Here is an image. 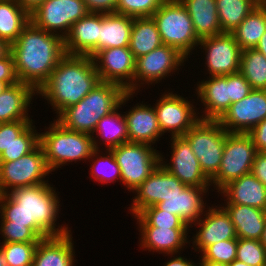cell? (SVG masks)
Wrapping results in <instances>:
<instances>
[{
    "mask_svg": "<svg viewBox=\"0 0 266 266\" xmlns=\"http://www.w3.org/2000/svg\"><path fill=\"white\" fill-rule=\"evenodd\" d=\"M164 0H118L116 13L131 17H151Z\"/></svg>",
    "mask_w": 266,
    "mask_h": 266,
    "instance_id": "b9f144b4",
    "label": "cell"
},
{
    "mask_svg": "<svg viewBox=\"0 0 266 266\" xmlns=\"http://www.w3.org/2000/svg\"><path fill=\"white\" fill-rule=\"evenodd\" d=\"M228 266H250L246 263H243L242 261H239L237 259H235L231 264H229Z\"/></svg>",
    "mask_w": 266,
    "mask_h": 266,
    "instance_id": "680465c9",
    "label": "cell"
},
{
    "mask_svg": "<svg viewBox=\"0 0 266 266\" xmlns=\"http://www.w3.org/2000/svg\"><path fill=\"white\" fill-rule=\"evenodd\" d=\"M106 150H108V152H109V155L108 156H103V157H101V158H99L98 160H96L95 162H94V165L92 166V176H93V178H95L97 181H99V182H103V183H108L109 181L110 182H113L114 180L116 181V179H120L121 180V171H120V167L118 166V164H117V162H116V159H115V157H114V155H113V152L111 151V150H109V149H106ZM105 164L104 165V167L106 168V167H109V168H107V169H109L108 171L110 172V174H105V173H107V169H103L104 167H103V163ZM102 163V164H101ZM107 163V164H106ZM100 164V165H99ZM102 165V166H101ZM101 166V167H100ZM102 169V170H100V168ZM97 169H99V170H97ZM106 171V172H105ZM108 175H110V176H108ZM112 175V176H111ZM116 178V179H115ZM112 180V181H111Z\"/></svg>",
    "mask_w": 266,
    "mask_h": 266,
    "instance_id": "7bdbcfd3",
    "label": "cell"
},
{
    "mask_svg": "<svg viewBox=\"0 0 266 266\" xmlns=\"http://www.w3.org/2000/svg\"><path fill=\"white\" fill-rule=\"evenodd\" d=\"M92 58L101 82L115 83L127 92L135 93L133 91L138 88L133 83L136 59L129 46L100 50ZM98 60L99 64L101 62L100 65L97 63Z\"/></svg>",
    "mask_w": 266,
    "mask_h": 266,
    "instance_id": "7c38bea8",
    "label": "cell"
},
{
    "mask_svg": "<svg viewBox=\"0 0 266 266\" xmlns=\"http://www.w3.org/2000/svg\"><path fill=\"white\" fill-rule=\"evenodd\" d=\"M236 259L250 266H266V248L260 240L237 238Z\"/></svg>",
    "mask_w": 266,
    "mask_h": 266,
    "instance_id": "ab89813d",
    "label": "cell"
},
{
    "mask_svg": "<svg viewBox=\"0 0 266 266\" xmlns=\"http://www.w3.org/2000/svg\"><path fill=\"white\" fill-rule=\"evenodd\" d=\"M251 173L266 186V152L255 154Z\"/></svg>",
    "mask_w": 266,
    "mask_h": 266,
    "instance_id": "f907efd6",
    "label": "cell"
},
{
    "mask_svg": "<svg viewBox=\"0 0 266 266\" xmlns=\"http://www.w3.org/2000/svg\"><path fill=\"white\" fill-rule=\"evenodd\" d=\"M25 11L31 14L45 0H15Z\"/></svg>",
    "mask_w": 266,
    "mask_h": 266,
    "instance_id": "816d5d0a",
    "label": "cell"
},
{
    "mask_svg": "<svg viewBox=\"0 0 266 266\" xmlns=\"http://www.w3.org/2000/svg\"><path fill=\"white\" fill-rule=\"evenodd\" d=\"M171 140H173L172 165H165L162 162L160 164L187 186H209L211 181L201 170L199 160L189 142L183 136L172 137Z\"/></svg>",
    "mask_w": 266,
    "mask_h": 266,
    "instance_id": "e0dca14e",
    "label": "cell"
},
{
    "mask_svg": "<svg viewBox=\"0 0 266 266\" xmlns=\"http://www.w3.org/2000/svg\"><path fill=\"white\" fill-rule=\"evenodd\" d=\"M150 144L126 142L110 149L121 171V181L130 190L136 189L162 160Z\"/></svg>",
    "mask_w": 266,
    "mask_h": 266,
    "instance_id": "ba28073f",
    "label": "cell"
},
{
    "mask_svg": "<svg viewBox=\"0 0 266 266\" xmlns=\"http://www.w3.org/2000/svg\"><path fill=\"white\" fill-rule=\"evenodd\" d=\"M30 23V14L15 0H0V38L10 45Z\"/></svg>",
    "mask_w": 266,
    "mask_h": 266,
    "instance_id": "d6a6232c",
    "label": "cell"
},
{
    "mask_svg": "<svg viewBox=\"0 0 266 266\" xmlns=\"http://www.w3.org/2000/svg\"><path fill=\"white\" fill-rule=\"evenodd\" d=\"M3 243L39 242L41 239L27 226L11 225V221H2Z\"/></svg>",
    "mask_w": 266,
    "mask_h": 266,
    "instance_id": "ee69618b",
    "label": "cell"
},
{
    "mask_svg": "<svg viewBox=\"0 0 266 266\" xmlns=\"http://www.w3.org/2000/svg\"><path fill=\"white\" fill-rule=\"evenodd\" d=\"M134 216L138 218L140 227L189 228L179 216L160 210L155 205L143 209Z\"/></svg>",
    "mask_w": 266,
    "mask_h": 266,
    "instance_id": "8d00e7d4",
    "label": "cell"
},
{
    "mask_svg": "<svg viewBox=\"0 0 266 266\" xmlns=\"http://www.w3.org/2000/svg\"><path fill=\"white\" fill-rule=\"evenodd\" d=\"M212 79L198 85V96L205 104V116L201 120H218L231 105L229 75L211 76Z\"/></svg>",
    "mask_w": 266,
    "mask_h": 266,
    "instance_id": "603a6c76",
    "label": "cell"
},
{
    "mask_svg": "<svg viewBox=\"0 0 266 266\" xmlns=\"http://www.w3.org/2000/svg\"><path fill=\"white\" fill-rule=\"evenodd\" d=\"M49 185L41 183L0 194L2 221H11V225L27 226L40 239L68 234L67 227L55 228L59 201L53 187Z\"/></svg>",
    "mask_w": 266,
    "mask_h": 266,
    "instance_id": "6da1fadb",
    "label": "cell"
},
{
    "mask_svg": "<svg viewBox=\"0 0 266 266\" xmlns=\"http://www.w3.org/2000/svg\"><path fill=\"white\" fill-rule=\"evenodd\" d=\"M207 50V66L212 76H226L240 71L241 48L231 33L200 39Z\"/></svg>",
    "mask_w": 266,
    "mask_h": 266,
    "instance_id": "9a60e30c",
    "label": "cell"
},
{
    "mask_svg": "<svg viewBox=\"0 0 266 266\" xmlns=\"http://www.w3.org/2000/svg\"><path fill=\"white\" fill-rule=\"evenodd\" d=\"M166 266H196V265H194L187 259H184L183 257H177L175 259L169 260V262L166 263Z\"/></svg>",
    "mask_w": 266,
    "mask_h": 266,
    "instance_id": "f5cc1de1",
    "label": "cell"
},
{
    "mask_svg": "<svg viewBox=\"0 0 266 266\" xmlns=\"http://www.w3.org/2000/svg\"><path fill=\"white\" fill-rule=\"evenodd\" d=\"M44 157V151L38 144L31 152L10 162H0V194H6L8 188L46 183L42 178L50 173ZM7 188V189H6Z\"/></svg>",
    "mask_w": 266,
    "mask_h": 266,
    "instance_id": "30bf717a",
    "label": "cell"
},
{
    "mask_svg": "<svg viewBox=\"0 0 266 266\" xmlns=\"http://www.w3.org/2000/svg\"><path fill=\"white\" fill-rule=\"evenodd\" d=\"M89 13H116L118 0H83Z\"/></svg>",
    "mask_w": 266,
    "mask_h": 266,
    "instance_id": "c3c4849f",
    "label": "cell"
},
{
    "mask_svg": "<svg viewBox=\"0 0 266 266\" xmlns=\"http://www.w3.org/2000/svg\"><path fill=\"white\" fill-rule=\"evenodd\" d=\"M100 82L92 57L65 54L36 93L49 100L60 114L80 102Z\"/></svg>",
    "mask_w": 266,
    "mask_h": 266,
    "instance_id": "3957f363",
    "label": "cell"
},
{
    "mask_svg": "<svg viewBox=\"0 0 266 266\" xmlns=\"http://www.w3.org/2000/svg\"><path fill=\"white\" fill-rule=\"evenodd\" d=\"M192 107V104L176 94L162 96L154 108L161 132L168 130L172 132V137L183 136L200 120Z\"/></svg>",
    "mask_w": 266,
    "mask_h": 266,
    "instance_id": "2e32d148",
    "label": "cell"
},
{
    "mask_svg": "<svg viewBox=\"0 0 266 266\" xmlns=\"http://www.w3.org/2000/svg\"><path fill=\"white\" fill-rule=\"evenodd\" d=\"M100 13H88L63 38L65 54L93 57L99 51Z\"/></svg>",
    "mask_w": 266,
    "mask_h": 266,
    "instance_id": "d6986e66",
    "label": "cell"
},
{
    "mask_svg": "<svg viewBox=\"0 0 266 266\" xmlns=\"http://www.w3.org/2000/svg\"><path fill=\"white\" fill-rule=\"evenodd\" d=\"M148 107L146 105L134 106L124 116L127 123L128 142L151 144V142L155 143L159 135L162 136L156 110Z\"/></svg>",
    "mask_w": 266,
    "mask_h": 266,
    "instance_id": "cb8c5ba5",
    "label": "cell"
},
{
    "mask_svg": "<svg viewBox=\"0 0 266 266\" xmlns=\"http://www.w3.org/2000/svg\"><path fill=\"white\" fill-rule=\"evenodd\" d=\"M160 33L152 17H135L129 48L135 59L148 54L162 45Z\"/></svg>",
    "mask_w": 266,
    "mask_h": 266,
    "instance_id": "4dcf8cb0",
    "label": "cell"
},
{
    "mask_svg": "<svg viewBox=\"0 0 266 266\" xmlns=\"http://www.w3.org/2000/svg\"><path fill=\"white\" fill-rule=\"evenodd\" d=\"M199 264H200L199 266H225L219 262H213L208 260H202V262Z\"/></svg>",
    "mask_w": 266,
    "mask_h": 266,
    "instance_id": "9f6ffc18",
    "label": "cell"
},
{
    "mask_svg": "<svg viewBox=\"0 0 266 266\" xmlns=\"http://www.w3.org/2000/svg\"><path fill=\"white\" fill-rule=\"evenodd\" d=\"M30 125L0 155V162H10L31 152L39 144V134Z\"/></svg>",
    "mask_w": 266,
    "mask_h": 266,
    "instance_id": "f35d334b",
    "label": "cell"
},
{
    "mask_svg": "<svg viewBox=\"0 0 266 266\" xmlns=\"http://www.w3.org/2000/svg\"><path fill=\"white\" fill-rule=\"evenodd\" d=\"M0 81L8 86L19 82L11 53L0 60Z\"/></svg>",
    "mask_w": 266,
    "mask_h": 266,
    "instance_id": "7dc6e473",
    "label": "cell"
},
{
    "mask_svg": "<svg viewBox=\"0 0 266 266\" xmlns=\"http://www.w3.org/2000/svg\"><path fill=\"white\" fill-rule=\"evenodd\" d=\"M189 13L199 39L222 34L216 0H180Z\"/></svg>",
    "mask_w": 266,
    "mask_h": 266,
    "instance_id": "f1b7e54d",
    "label": "cell"
},
{
    "mask_svg": "<svg viewBox=\"0 0 266 266\" xmlns=\"http://www.w3.org/2000/svg\"><path fill=\"white\" fill-rule=\"evenodd\" d=\"M237 238L216 242L203 250L202 260L228 266L236 259Z\"/></svg>",
    "mask_w": 266,
    "mask_h": 266,
    "instance_id": "60d3db41",
    "label": "cell"
},
{
    "mask_svg": "<svg viewBox=\"0 0 266 266\" xmlns=\"http://www.w3.org/2000/svg\"><path fill=\"white\" fill-rule=\"evenodd\" d=\"M151 17L162 43L177 49L185 57L199 44L189 13L180 0L163 1Z\"/></svg>",
    "mask_w": 266,
    "mask_h": 266,
    "instance_id": "8992f818",
    "label": "cell"
},
{
    "mask_svg": "<svg viewBox=\"0 0 266 266\" xmlns=\"http://www.w3.org/2000/svg\"><path fill=\"white\" fill-rule=\"evenodd\" d=\"M251 91L252 88L250 84L240 72L229 74V97L231 99V104L242 100Z\"/></svg>",
    "mask_w": 266,
    "mask_h": 266,
    "instance_id": "bcb514c9",
    "label": "cell"
},
{
    "mask_svg": "<svg viewBox=\"0 0 266 266\" xmlns=\"http://www.w3.org/2000/svg\"><path fill=\"white\" fill-rule=\"evenodd\" d=\"M239 72L253 90H266V57L255 48L241 51Z\"/></svg>",
    "mask_w": 266,
    "mask_h": 266,
    "instance_id": "e575fe53",
    "label": "cell"
},
{
    "mask_svg": "<svg viewBox=\"0 0 266 266\" xmlns=\"http://www.w3.org/2000/svg\"><path fill=\"white\" fill-rule=\"evenodd\" d=\"M227 204L247 205L266 211V186L252 173L227 183L221 189Z\"/></svg>",
    "mask_w": 266,
    "mask_h": 266,
    "instance_id": "44dd1931",
    "label": "cell"
},
{
    "mask_svg": "<svg viewBox=\"0 0 266 266\" xmlns=\"http://www.w3.org/2000/svg\"><path fill=\"white\" fill-rule=\"evenodd\" d=\"M188 228H159V227H140L142 231V247L149 251L156 250L164 253L178 252L187 243ZM186 238V239H185ZM184 244V245H183Z\"/></svg>",
    "mask_w": 266,
    "mask_h": 266,
    "instance_id": "f546056e",
    "label": "cell"
},
{
    "mask_svg": "<svg viewBox=\"0 0 266 266\" xmlns=\"http://www.w3.org/2000/svg\"><path fill=\"white\" fill-rule=\"evenodd\" d=\"M255 49L266 57V32L261 36L260 41Z\"/></svg>",
    "mask_w": 266,
    "mask_h": 266,
    "instance_id": "11a10c76",
    "label": "cell"
},
{
    "mask_svg": "<svg viewBox=\"0 0 266 266\" xmlns=\"http://www.w3.org/2000/svg\"><path fill=\"white\" fill-rule=\"evenodd\" d=\"M49 128V131L39 133V144L51 171L67 162L98 154V144L91 134L68 130L57 121Z\"/></svg>",
    "mask_w": 266,
    "mask_h": 266,
    "instance_id": "5b68a950",
    "label": "cell"
},
{
    "mask_svg": "<svg viewBox=\"0 0 266 266\" xmlns=\"http://www.w3.org/2000/svg\"><path fill=\"white\" fill-rule=\"evenodd\" d=\"M186 186L159 164L149 177L134 189L137 196L133 200L131 211L137 215L143 209L156 205L167 197L177 196Z\"/></svg>",
    "mask_w": 266,
    "mask_h": 266,
    "instance_id": "5bb4252c",
    "label": "cell"
},
{
    "mask_svg": "<svg viewBox=\"0 0 266 266\" xmlns=\"http://www.w3.org/2000/svg\"><path fill=\"white\" fill-rule=\"evenodd\" d=\"M260 242L263 244V246L266 248V223L263 229L262 237L260 239Z\"/></svg>",
    "mask_w": 266,
    "mask_h": 266,
    "instance_id": "6f0895ef",
    "label": "cell"
},
{
    "mask_svg": "<svg viewBox=\"0 0 266 266\" xmlns=\"http://www.w3.org/2000/svg\"><path fill=\"white\" fill-rule=\"evenodd\" d=\"M35 91L20 81L7 86L0 94V123L30 120L26 111Z\"/></svg>",
    "mask_w": 266,
    "mask_h": 266,
    "instance_id": "d4e9b609",
    "label": "cell"
},
{
    "mask_svg": "<svg viewBox=\"0 0 266 266\" xmlns=\"http://www.w3.org/2000/svg\"><path fill=\"white\" fill-rule=\"evenodd\" d=\"M259 0H216L217 14L223 33H232Z\"/></svg>",
    "mask_w": 266,
    "mask_h": 266,
    "instance_id": "836d02e7",
    "label": "cell"
},
{
    "mask_svg": "<svg viewBox=\"0 0 266 266\" xmlns=\"http://www.w3.org/2000/svg\"><path fill=\"white\" fill-rule=\"evenodd\" d=\"M31 124L32 120H18L8 123H0V155Z\"/></svg>",
    "mask_w": 266,
    "mask_h": 266,
    "instance_id": "f6af8a7d",
    "label": "cell"
},
{
    "mask_svg": "<svg viewBox=\"0 0 266 266\" xmlns=\"http://www.w3.org/2000/svg\"><path fill=\"white\" fill-rule=\"evenodd\" d=\"M257 153L247 133H226L223 155L218 172L210 179L218 190L230 181L251 173Z\"/></svg>",
    "mask_w": 266,
    "mask_h": 266,
    "instance_id": "9c48e42d",
    "label": "cell"
},
{
    "mask_svg": "<svg viewBox=\"0 0 266 266\" xmlns=\"http://www.w3.org/2000/svg\"><path fill=\"white\" fill-rule=\"evenodd\" d=\"M207 189V186H186L177 196L167 197L155 206L160 210L179 216L189 227V224L201 219L198 218L204 210L201 194L205 193Z\"/></svg>",
    "mask_w": 266,
    "mask_h": 266,
    "instance_id": "7402d4cb",
    "label": "cell"
},
{
    "mask_svg": "<svg viewBox=\"0 0 266 266\" xmlns=\"http://www.w3.org/2000/svg\"><path fill=\"white\" fill-rule=\"evenodd\" d=\"M204 220H200V226L194 243L201 252L208 246L224 240L237 238L235 227L225 209L209 208Z\"/></svg>",
    "mask_w": 266,
    "mask_h": 266,
    "instance_id": "ffe728a7",
    "label": "cell"
},
{
    "mask_svg": "<svg viewBox=\"0 0 266 266\" xmlns=\"http://www.w3.org/2000/svg\"><path fill=\"white\" fill-rule=\"evenodd\" d=\"M255 145L257 152H266V119L247 133Z\"/></svg>",
    "mask_w": 266,
    "mask_h": 266,
    "instance_id": "681fc988",
    "label": "cell"
},
{
    "mask_svg": "<svg viewBox=\"0 0 266 266\" xmlns=\"http://www.w3.org/2000/svg\"><path fill=\"white\" fill-rule=\"evenodd\" d=\"M266 32V4L259 3L232 31L241 50L254 49Z\"/></svg>",
    "mask_w": 266,
    "mask_h": 266,
    "instance_id": "1f68e13d",
    "label": "cell"
},
{
    "mask_svg": "<svg viewBox=\"0 0 266 266\" xmlns=\"http://www.w3.org/2000/svg\"><path fill=\"white\" fill-rule=\"evenodd\" d=\"M133 18L118 13H100L99 51L129 46Z\"/></svg>",
    "mask_w": 266,
    "mask_h": 266,
    "instance_id": "83f0119b",
    "label": "cell"
},
{
    "mask_svg": "<svg viewBox=\"0 0 266 266\" xmlns=\"http://www.w3.org/2000/svg\"><path fill=\"white\" fill-rule=\"evenodd\" d=\"M266 119V90H253L217 120L228 133H248ZM232 128V129H231Z\"/></svg>",
    "mask_w": 266,
    "mask_h": 266,
    "instance_id": "4fadbf2b",
    "label": "cell"
},
{
    "mask_svg": "<svg viewBox=\"0 0 266 266\" xmlns=\"http://www.w3.org/2000/svg\"><path fill=\"white\" fill-rule=\"evenodd\" d=\"M73 243L70 233L41 239L32 266H73Z\"/></svg>",
    "mask_w": 266,
    "mask_h": 266,
    "instance_id": "484cf974",
    "label": "cell"
},
{
    "mask_svg": "<svg viewBox=\"0 0 266 266\" xmlns=\"http://www.w3.org/2000/svg\"><path fill=\"white\" fill-rule=\"evenodd\" d=\"M235 227L237 238L260 240L266 223V211L247 205L222 207Z\"/></svg>",
    "mask_w": 266,
    "mask_h": 266,
    "instance_id": "4316f807",
    "label": "cell"
},
{
    "mask_svg": "<svg viewBox=\"0 0 266 266\" xmlns=\"http://www.w3.org/2000/svg\"><path fill=\"white\" fill-rule=\"evenodd\" d=\"M39 242H11L0 246L6 266H30Z\"/></svg>",
    "mask_w": 266,
    "mask_h": 266,
    "instance_id": "74e56055",
    "label": "cell"
},
{
    "mask_svg": "<svg viewBox=\"0 0 266 266\" xmlns=\"http://www.w3.org/2000/svg\"><path fill=\"white\" fill-rule=\"evenodd\" d=\"M131 95L120 85L100 82L80 102L64 109L56 121L71 131L94 133L98 121L118 109Z\"/></svg>",
    "mask_w": 266,
    "mask_h": 266,
    "instance_id": "277c9868",
    "label": "cell"
},
{
    "mask_svg": "<svg viewBox=\"0 0 266 266\" xmlns=\"http://www.w3.org/2000/svg\"><path fill=\"white\" fill-rule=\"evenodd\" d=\"M227 131L217 120H199L183 137L199 160L201 170L211 179L219 170Z\"/></svg>",
    "mask_w": 266,
    "mask_h": 266,
    "instance_id": "52a82bcc",
    "label": "cell"
},
{
    "mask_svg": "<svg viewBox=\"0 0 266 266\" xmlns=\"http://www.w3.org/2000/svg\"><path fill=\"white\" fill-rule=\"evenodd\" d=\"M8 85L2 81H0V94L2 93V91L7 87Z\"/></svg>",
    "mask_w": 266,
    "mask_h": 266,
    "instance_id": "94428289",
    "label": "cell"
},
{
    "mask_svg": "<svg viewBox=\"0 0 266 266\" xmlns=\"http://www.w3.org/2000/svg\"><path fill=\"white\" fill-rule=\"evenodd\" d=\"M185 58L177 49L162 44L148 54L136 59L134 81L143 80L147 83L159 81L171 71L177 69Z\"/></svg>",
    "mask_w": 266,
    "mask_h": 266,
    "instance_id": "ac0fdd59",
    "label": "cell"
},
{
    "mask_svg": "<svg viewBox=\"0 0 266 266\" xmlns=\"http://www.w3.org/2000/svg\"><path fill=\"white\" fill-rule=\"evenodd\" d=\"M10 53L18 80L38 91L65 55L64 40L30 22L10 45Z\"/></svg>",
    "mask_w": 266,
    "mask_h": 266,
    "instance_id": "7a4b0ae2",
    "label": "cell"
},
{
    "mask_svg": "<svg viewBox=\"0 0 266 266\" xmlns=\"http://www.w3.org/2000/svg\"><path fill=\"white\" fill-rule=\"evenodd\" d=\"M259 3L265 4L266 0H259Z\"/></svg>",
    "mask_w": 266,
    "mask_h": 266,
    "instance_id": "6125c7cd",
    "label": "cell"
},
{
    "mask_svg": "<svg viewBox=\"0 0 266 266\" xmlns=\"http://www.w3.org/2000/svg\"><path fill=\"white\" fill-rule=\"evenodd\" d=\"M94 132L103 137V142L105 141L109 150L128 142L127 123L124 115L121 116L117 109L102 117Z\"/></svg>",
    "mask_w": 266,
    "mask_h": 266,
    "instance_id": "d590c367",
    "label": "cell"
},
{
    "mask_svg": "<svg viewBox=\"0 0 266 266\" xmlns=\"http://www.w3.org/2000/svg\"><path fill=\"white\" fill-rule=\"evenodd\" d=\"M10 53V44L0 38V60Z\"/></svg>",
    "mask_w": 266,
    "mask_h": 266,
    "instance_id": "db71d44e",
    "label": "cell"
},
{
    "mask_svg": "<svg viewBox=\"0 0 266 266\" xmlns=\"http://www.w3.org/2000/svg\"><path fill=\"white\" fill-rule=\"evenodd\" d=\"M0 266H6L5 260H4V255H3L1 248H0Z\"/></svg>",
    "mask_w": 266,
    "mask_h": 266,
    "instance_id": "91938a15",
    "label": "cell"
},
{
    "mask_svg": "<svg viewBox=\"0 0 266 266\" xmlns=\"http://www.w3.org/2000/svg\"><path fill=\"white\" fill-rule=\"evenodd\" d=\"M88 13L83 0H45L30 14V22L47 32L65 30L60 34L64 38L71 26Z\"/></svg>",
    "mask_w": 266,
    "mask_h": 266,
    "instance_id": "8fae6325",
    "label": "cell"
}]
</instances>
